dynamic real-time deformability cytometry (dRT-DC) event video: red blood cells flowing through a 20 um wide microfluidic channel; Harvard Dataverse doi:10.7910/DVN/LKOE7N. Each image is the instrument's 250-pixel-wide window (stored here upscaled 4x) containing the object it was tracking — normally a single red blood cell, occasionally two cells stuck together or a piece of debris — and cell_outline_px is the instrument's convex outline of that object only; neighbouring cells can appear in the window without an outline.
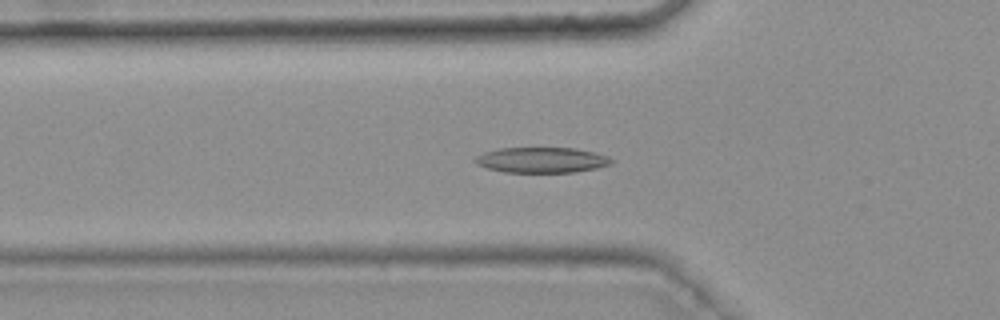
{"species": "common noctule bat (a hibernating species)", "species_latin": "Nyctalus noctula", "temperature_condition": "warm", "stored_images_in_passage": 46, "camera_frame_rate_fps": 3000, "um_per_image_px": 0.085, "animal": {"sex": "female", "body_mass_g": 25.1}, "frame": {"image": 1, "passage_image": 18, "time_ms": 5.667, "image_size_px": [1000, 320], "cell_outline_px": [[616, 160], [612, 164], [596, 168], [576, 172], [504, 172], [488, 168], [476, 164], [472, 160], [476, 156], [484, 152], [500, 148], [576, 148], [608, 156]], "centroid_in_image_um": [46.05, 13.6], "position_along_channel_um": 79.7, "area_um2": 20.29}}
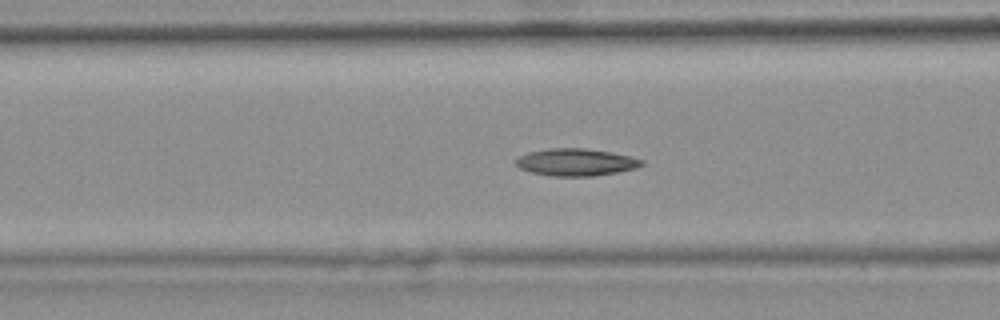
{"frame": {"image": 2, "passage_image": 21, "time_ms": 6.667, "image_size_px": [1000, 320], "cell_outline_px": [[644, 164], [636, 168], [616, 172], [592, 176], [548, 176], [532, 172], [520, 168], [512, 160], [528, 152], [548, 148], [584, 148], [612, 152], [632, 156], [644, 160]], "centroid_in_image_um": [48.95, 13.78], "position_along_channel_um": 117.7, "area_um2": 20.11}}
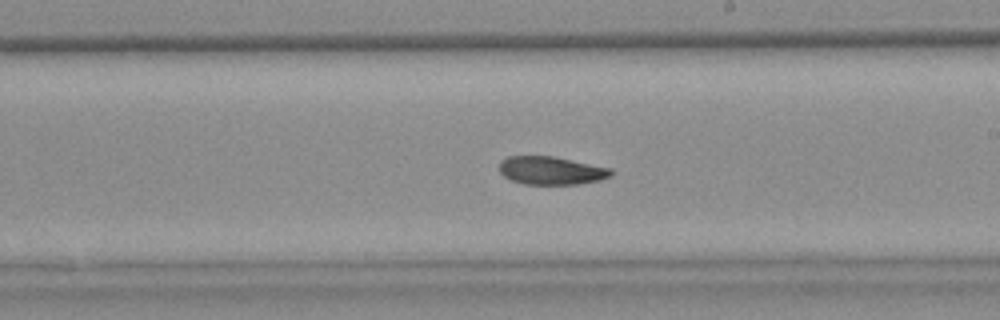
{"frame": {"image": 3, "passage_image": 31, "time_ms": 10.0, "image_size_px": [1000, 320], "cell_outline_px": [[612, 176], [600, 180], [576, 184], [524, 184], [512, 180], [504, 176], [500, 172], [500, 160], [508, 156], [552, 156], [612, 168]], "centroid_in_image_um": [46.86, 14.49], "position_along_channel_um": 242.1, "area_um2": 18.26}, "authors_computed_cell_mechanics": {"area_um2": 19.363, "velocity_mm_per_s": 3.7469, "shape_relaxation_time_tau1_ms": 6.5502, "shape_relaxation_time_tau2_ms": 8.5237, "deformation_change_tau1": 0.1672, "deformation_change_tau2": 0.1595}}